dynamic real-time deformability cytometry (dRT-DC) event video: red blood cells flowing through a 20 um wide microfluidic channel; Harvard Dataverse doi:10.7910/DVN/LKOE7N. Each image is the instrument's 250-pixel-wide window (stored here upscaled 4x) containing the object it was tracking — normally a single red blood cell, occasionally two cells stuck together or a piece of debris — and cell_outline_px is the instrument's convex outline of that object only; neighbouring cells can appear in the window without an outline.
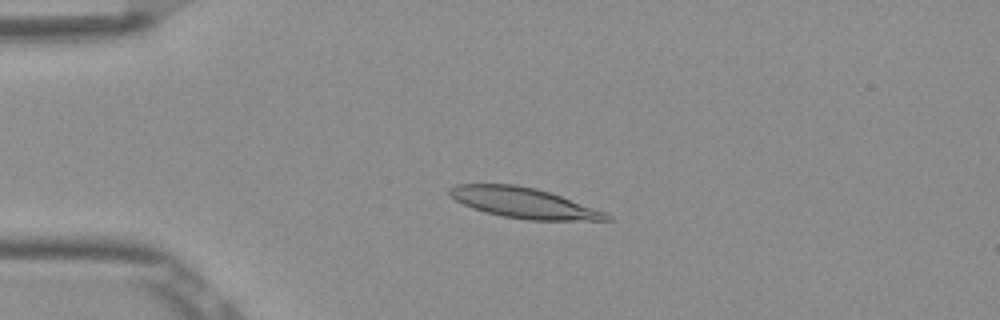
{"species": "Egyptian fruit bat (a non-hibernating species)", "species_latin": "Rousettus aegyptiacus", "temperature_condition": "room temperature", "stored_images_in_passage": 41, "camera_frame_rate_fps": 3000, "um_per_image_px": 0.085, "frame": {"image": 1, "passage_image": 1, "time_ms": 0.0, "image_size_px": [1000, 320], "cell_outline_px": [[612, 220], [528, 220], [504, 216], [484, 212], [472, 208], [448, 196], [448, 188], [456, 184], [516, 184], [536, 188], [560, 196], [604, 212], [612, 216]], "centroid_in_image_um": [44.44, 17.24], "position_along_channel_um": 40.6, "area_um2": 27.57}}
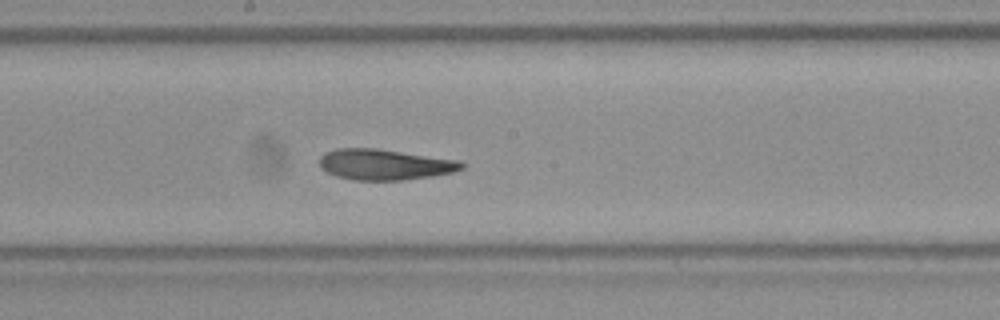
{"frame": {"image": 2, "passage_image": 17, "time_ms": 5.333, "image_size_px": [1000, 320], "cell_outline_px": [[464, 168], [452, 172], [432, 176], [400, 180], [352, 180], [336, 176], [320, 168], [320, 156], [324, 152], [336, 148], [376, 148], [460, 160], [464, 164]], "centroid_in_image_um": [32.67, 13.97], "position_along_channel_um": 215.5, "area_um2": 25.55}}
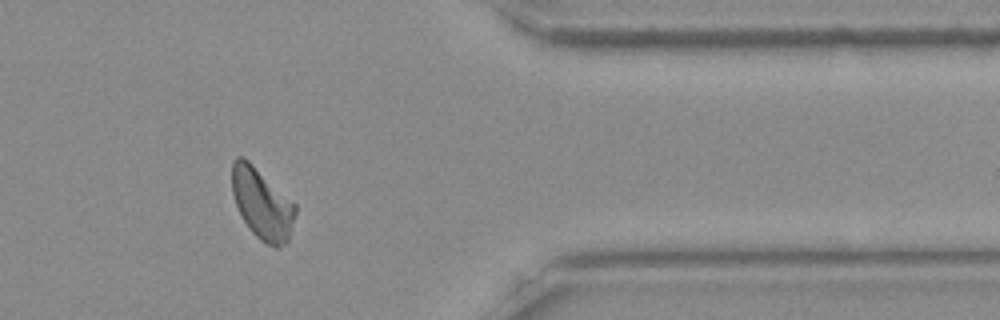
{"frame": {"image": 3, "passage_image": 32, "time_ms": 10.333, "image_size_px": [1000, 320], "cell_outline_px": [[296, 212], [288, 240], [280, 248], [276, 248], [264, 244], [248, 228], [240, 216], [232, 192], [232, 160], [236, 156], [244, 156], [296, 204]], "centroid_in_image_um": [22.26, 17.33], "position_along_channel_um": 389.1, "area_um2": 26.36}, "authors_computed_cell_mechanics": {"area_um2": 25.721, "velocity_mm_per_s": 3.8449, "shape_relaxation_time_tau1_ms": 7.4397, "shape_relaxation_time_tau2_ms": 2.6656, "deformation_change_tau1": 0.1951, "deformation_change_tau2": 0.0911}}